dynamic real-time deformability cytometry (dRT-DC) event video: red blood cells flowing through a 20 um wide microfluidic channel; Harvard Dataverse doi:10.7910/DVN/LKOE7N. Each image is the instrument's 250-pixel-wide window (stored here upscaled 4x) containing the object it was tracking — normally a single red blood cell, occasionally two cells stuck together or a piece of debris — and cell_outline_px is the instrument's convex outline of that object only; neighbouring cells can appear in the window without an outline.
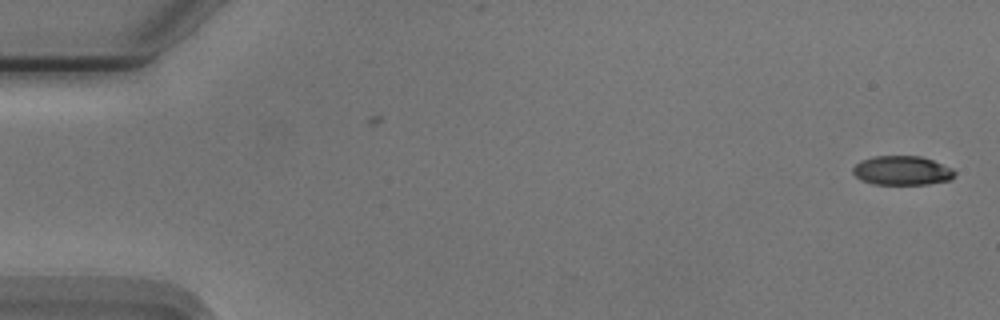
{"species": "Egyptian fruit bat (a non-hibernating species)", "species_latin": "Rousettus aegyptiacus", "temperature_condition": "cold", "stored_images_in_passage": 52, "camera_frame_rate_fps": 3000, "um_per_image_px": 0.085, "animal": {"sex": "male"}, "frame": {"image": 1, "passage_image": 1, "time_ms": 0.0, "image_size_px": [1000, 320], "cell_outline_px": [[956, 172], [952, 180], [928, 184], [872, 184], [860, 180], [852, 172], [852, 168], [860, 160], [872, 156], [920, 156], [932, 160], [952, 168]], "centroid_in_image_um": [76.66, 14.5], "position_along_channel_um": 8.3, "area_um2": 17.46}}
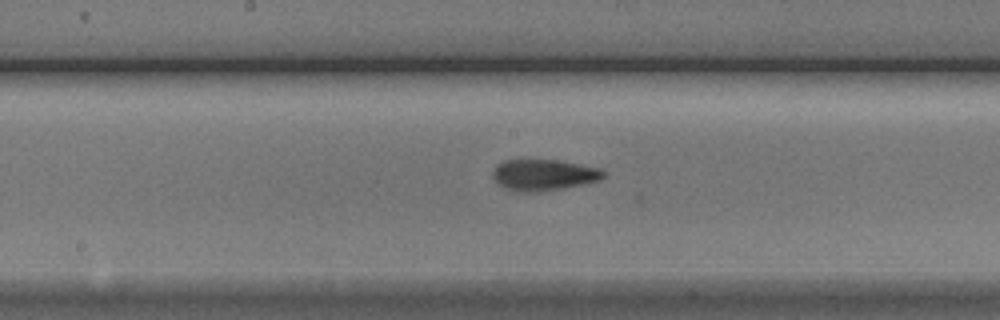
{"frame": {"image": 2, "passage_image": 28, "time_ms": 9.0, "image_size_px": [1000, 320], "cell_outline_px": [[604, 176], [600, 180], [564, 188], [536, 192], [516, 192], [504, 188], [496, 184], [492, 176], [492, 172], [496, 164], [504, 160], [556, 160], [600, 168], [604, 172]], "centroid_in_image_um": [46.14, 14.88], "position_along_channel_um": 202.1, "area_um2": 20.23}}
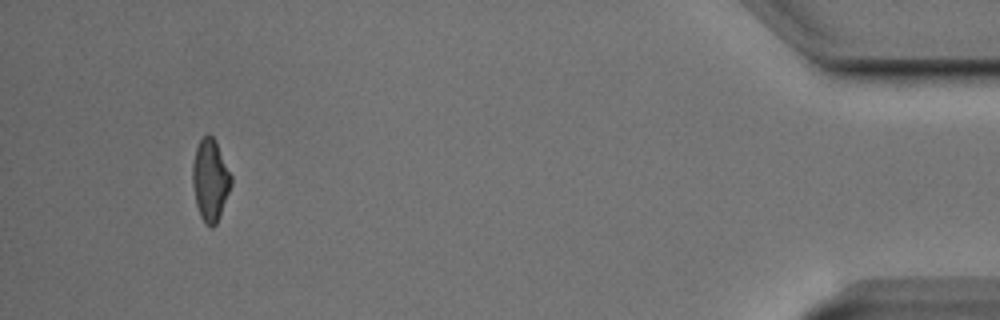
{"frame": {"image": 3, "passage_image": 51, "time_ms": 16.667, "image_size_px": [1000, 320], "cell_outline_px": [[232, 184], [220, 216], [216, 224], [212, 228], [204, 224], [200, 216], [196, 204], [192, 184], [192, 164], [196, 148], [200, 140], [208, 132], [216, 140], [232, 176]], "centroid_in_image_um": [17.87, 15.31], "position_along_channel_um": 417.3, "area_um2": 18.67}}